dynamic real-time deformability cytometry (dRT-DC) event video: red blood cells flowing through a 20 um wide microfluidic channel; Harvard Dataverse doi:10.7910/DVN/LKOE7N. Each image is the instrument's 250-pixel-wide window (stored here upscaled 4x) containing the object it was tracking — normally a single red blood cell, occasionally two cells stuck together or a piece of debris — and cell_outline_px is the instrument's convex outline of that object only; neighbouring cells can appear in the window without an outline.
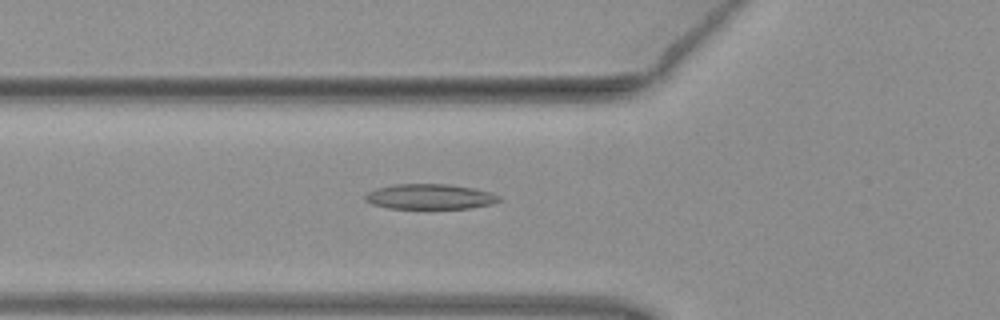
{"species": "common noctule bat (a hibernating species)", "species_latin": "Nyctalus noctula", "temperature_condition": "warm", "stored_images_in_passage": 51, "camera_frame_rate_fps": 3000, "um_per_image_px": 0.085, "animal": {"sex": "female", "body_mass_g": 19.3, "forearm_length_mm": 54.1}, "frame": {"image": 1, "passage_image": 19, "time_ms": 6.0, "image_size_px": [1000, 320], "cell_outline_px": [[500, 200], [492, 204], [472, 208], [388, 208], [372, 204], [364, 200], [364, 196], [368, 192], [376, 188], [396, 184], [448, 184], [472, 188], [488, 192], [500, 196]], "centroid_in_image_um": [36.51, 16.71], "position_along_channel_um": 89.3, "area_um2": 19.54}}
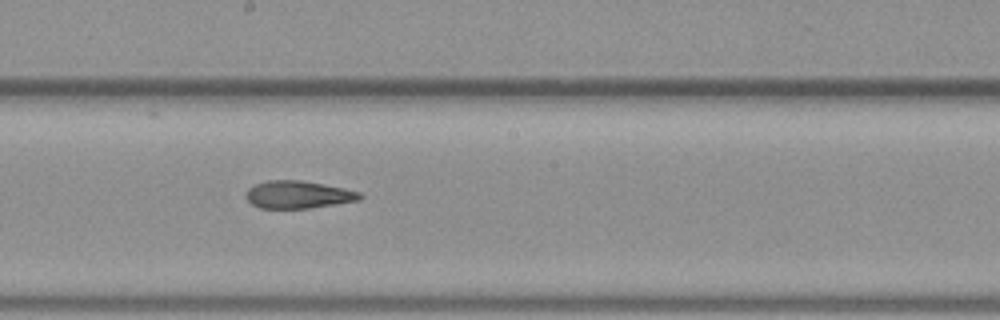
{"frame": {"image": 2, "passage_image": 29, "time_ms": 9.333, "image_size_px": [1000, 320], "cell_outline_px": [[364, 196], [360, 200], [308, 208], [260, 208], [252, 204], [244, 196], [248, 188], [256, 184], [268, 180], [300, 180], [344, 188], [360, 192]], "centroid_in_image_um": [25.33, 16.54], "position_along_channel_um": 222.9, "area_um2": 18.21}}
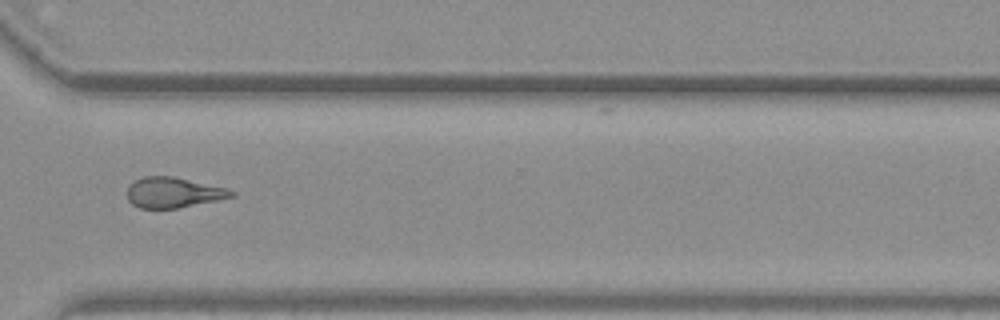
{"frame": {"image": 3, "passage_image": 39, "time_ms": 12.667, "image_size_px": [1000, 320], "cell_outline_px": [[236, 196], [176, 208], [140, 208], [132, 204], [128, 200], [128, 184], [144, 176], [172, 176], [228, 188], [236, 192]], "centroid_in_image_um": [14.74, 16.35], "position_along_channel_um": 355.9, "area_um2": 18.38}}